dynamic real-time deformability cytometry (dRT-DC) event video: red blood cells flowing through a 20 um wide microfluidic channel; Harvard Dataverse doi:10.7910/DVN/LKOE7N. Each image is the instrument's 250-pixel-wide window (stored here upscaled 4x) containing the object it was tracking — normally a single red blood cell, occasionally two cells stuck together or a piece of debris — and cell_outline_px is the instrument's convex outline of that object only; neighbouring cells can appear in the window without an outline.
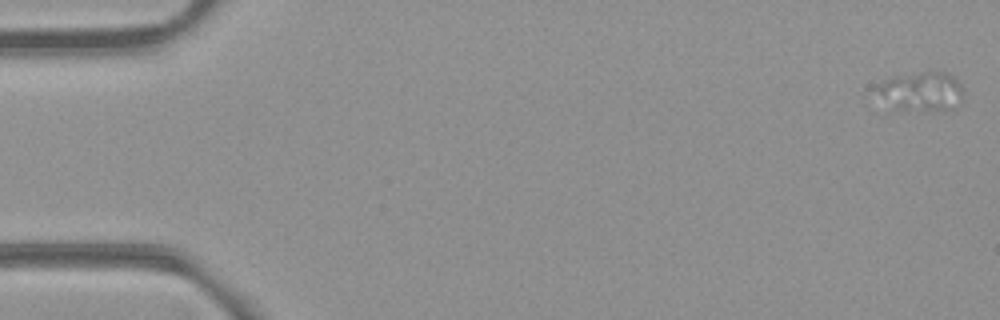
{"species": "common noctule bat (a hibernating species)", "species_latin": "Nyctalus noctula", "temperature_condition": "room temperature", "stored_images_in_passage": 5, "camera_frame_rate_fps": 3000, "um_per_image_px": 0.085, "animal": {"sex": "female", "body_mass_g": 21.9}, "frame": {"image": 1, "passage_image": 2, "time_ms": 0.333, "image_size_px": [1000, 320], "cell_outline_px": [[964, 96], [960, 100], [944, 108], [896, 108], [880, 92], [880, 84], [884, 80], [896, 76], [920, 72], [944, 72], [952, 76], [964, 88]], "centroid_in_image_um": [78.4, 7.68], "position_along_channel_um": 6.6, "area_um2": 18.03}}